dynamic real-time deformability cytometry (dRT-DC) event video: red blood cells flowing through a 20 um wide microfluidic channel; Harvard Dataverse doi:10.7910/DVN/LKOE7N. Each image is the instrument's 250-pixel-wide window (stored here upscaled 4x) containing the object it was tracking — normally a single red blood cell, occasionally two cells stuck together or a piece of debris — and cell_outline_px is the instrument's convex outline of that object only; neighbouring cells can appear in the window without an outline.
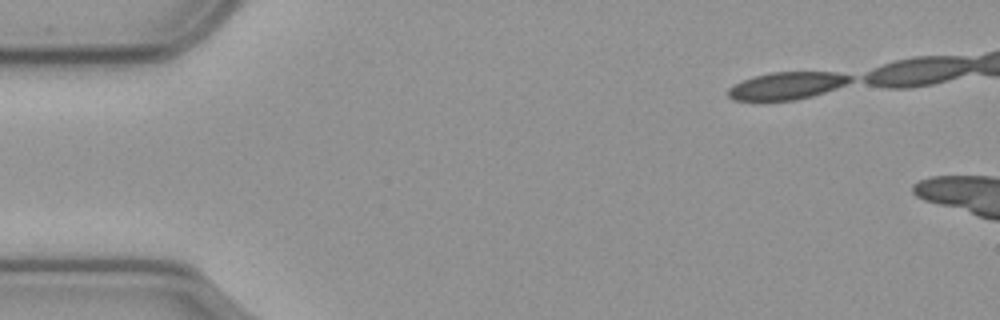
{"species": "common noctule bat (a hibernating species)", "species_latin": "Nyctalus noctula", "temperature_condition": "cold", "stored_images_in_passage": 9, "camera_frame_rate_fps": 3000, "um_per_image_px": 0.085, "animal": {"sex": "male", "body_mass_g": 23.1, "forearm_length_mm": 52.7}, "frame": {"image": 1, "passage_image": 1, "time_ms": 0.0, "image_size_px": [1000, 320], "cell_outline_px": [[852, 80], [836, 88], [812, 96], [792, 100], [736, 100], [728, 96], [728, 88], [740, 80], [752, 76], [772, 72], [836, 72], [852, 76]], "centroid_in_image_um": [66.84, 7.27], "position_along_channel_um": 18.2, "area_um2": 19.36}}